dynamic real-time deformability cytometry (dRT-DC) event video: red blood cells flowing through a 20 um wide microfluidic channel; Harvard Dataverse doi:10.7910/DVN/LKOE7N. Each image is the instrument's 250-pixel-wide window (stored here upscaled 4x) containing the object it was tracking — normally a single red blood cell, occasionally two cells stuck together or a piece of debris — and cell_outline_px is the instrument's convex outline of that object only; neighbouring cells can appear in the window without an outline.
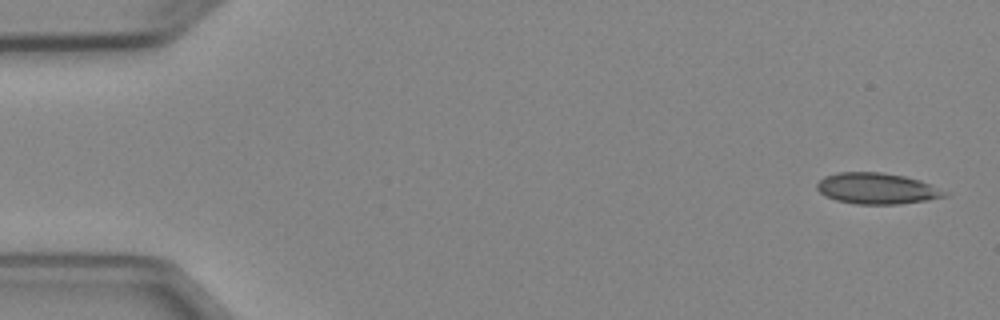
{"species": "Egyptian fruit bat (a non-hibernating species)", "species_latin": "Rousettus aegyptiacus", "temperature_condition": "cold", "stored_images_in_passage": 7, "camera_frame_rate_fps": 3000, "um_per_image_px": 0.085, "animal": {"sex": "female"}, "frame": {"image": 1, "passage_image": 1, "time_ms": 0.0, "image_size_px": [1000, 320], "cell_outline_px": [[952, 192], [948, 196], [900, 204], [856, 204], [836, 200], [824, 196], [816, 188], [816, 184], [824, 176], [836, 172], [884, 172], [904, 176], [920, 180]], "centroid_in_image_um": [74.56, 16.01], "position_along_channel_um": 10.4, "area_um2": 23.41}}
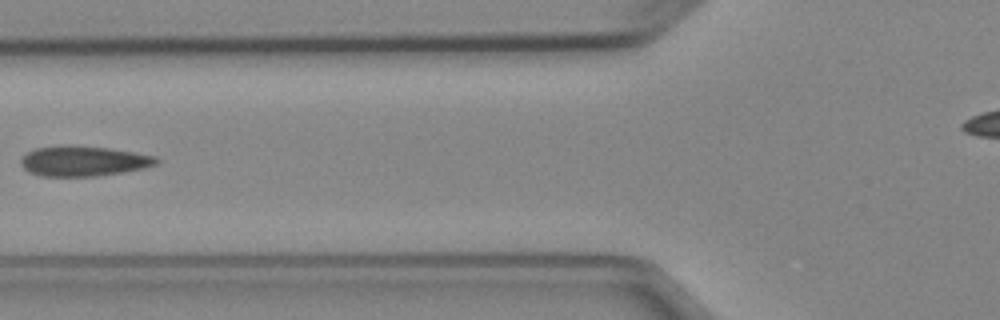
{"frame": {"image": 2, "passage_image": 6, "time_ms": 6.0, "image_size_px": [1000, 320], "cell_outline_px": [[160, 164], [144, 168], [96, 176], [40, 176], [28, 172], [20, 164], [20, 160], [28, 152], [36, 148], [68, 144], [72, 144], [112, 148], [156, 156], [160, 160]], "centroid_in_image_um": [7.12, 13.67], "position_along_channel_um": 118.7, "area_um2": 24.16}}